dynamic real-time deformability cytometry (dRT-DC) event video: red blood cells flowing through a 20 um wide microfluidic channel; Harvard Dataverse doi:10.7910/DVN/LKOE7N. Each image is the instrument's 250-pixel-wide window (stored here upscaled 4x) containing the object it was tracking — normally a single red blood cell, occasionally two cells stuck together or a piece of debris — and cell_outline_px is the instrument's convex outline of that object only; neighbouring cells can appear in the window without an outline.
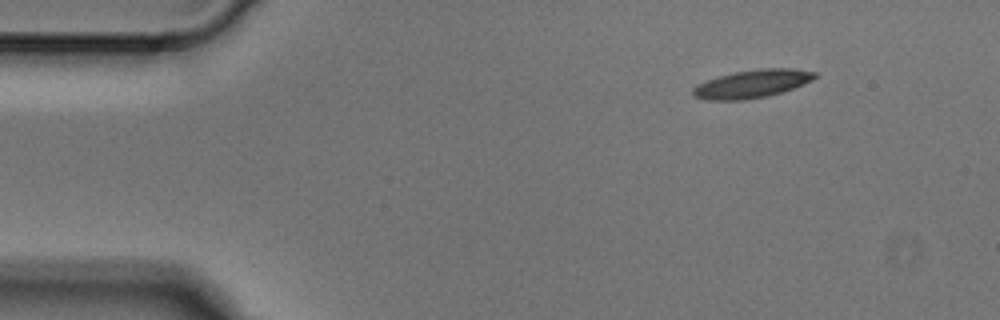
{"species": "Egyptian fruit bat (a non-hibernating species)", "species_latin": "Rousettus aegyptiacus", "temperature_condition": "cold", "stored_images_in_passage": 3, "camera_frame_rate_fps": 3000, "um_per_image_px": 0.085, "animal": {"sex": "male"}, "frame": {"image": 1, "passage_image": 1, "time_ms": 0.0, "image_size_px": [1000, 320], "cell_outline_px": [[816, 76], [812, 80], [792, 88], [768, 96], [744, 100], [704, 100], [692, 96], [692, 88], [708, 80], [720, 76], [736, 72], [760, 68], [792, 68], [816, 72]], "centroid_in_image_um": [63.91, 7.13], "position_along_channel_um": 21.1, "area_um2": 19.71}}